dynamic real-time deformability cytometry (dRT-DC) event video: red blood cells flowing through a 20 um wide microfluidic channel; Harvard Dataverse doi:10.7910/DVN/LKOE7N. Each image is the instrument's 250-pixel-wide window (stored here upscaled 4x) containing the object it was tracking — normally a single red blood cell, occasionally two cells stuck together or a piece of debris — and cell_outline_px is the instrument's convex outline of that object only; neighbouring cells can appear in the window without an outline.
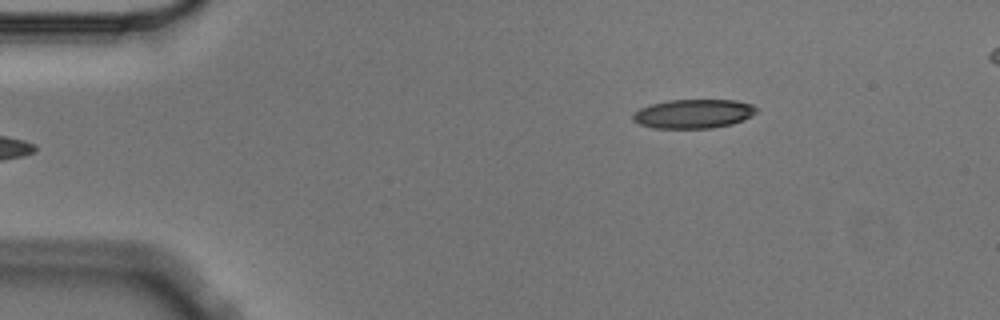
{"species": "Egyptian fruit bat (a non-hibernating species)", "species_latin": "Rousettus aegyptiacus", "temperature_condition": "cold", "stored_images_in_passage": 3, "camera_frame_rate_fps": 3000, "um_per_image_px": 0.085, "animal": {"sex": "male"}, "frame": {"image": 1, "passage_image": 3, "time_ms": 0.667, "image_size_px": [1000, 320], "cell_outline_px": [[760, 108], [756, 112], [744, 120], [732, 124], [712, 128], [652, 128], [640, 124], [632, 120], [632, 116], [640, 108], [648, 104], [668, 100], [736, 100], [752, 104]], "centroid_in_image_um": [58.96, 9.66], "position_along_channel_um": 26.0, "area_um2": 21.1}}